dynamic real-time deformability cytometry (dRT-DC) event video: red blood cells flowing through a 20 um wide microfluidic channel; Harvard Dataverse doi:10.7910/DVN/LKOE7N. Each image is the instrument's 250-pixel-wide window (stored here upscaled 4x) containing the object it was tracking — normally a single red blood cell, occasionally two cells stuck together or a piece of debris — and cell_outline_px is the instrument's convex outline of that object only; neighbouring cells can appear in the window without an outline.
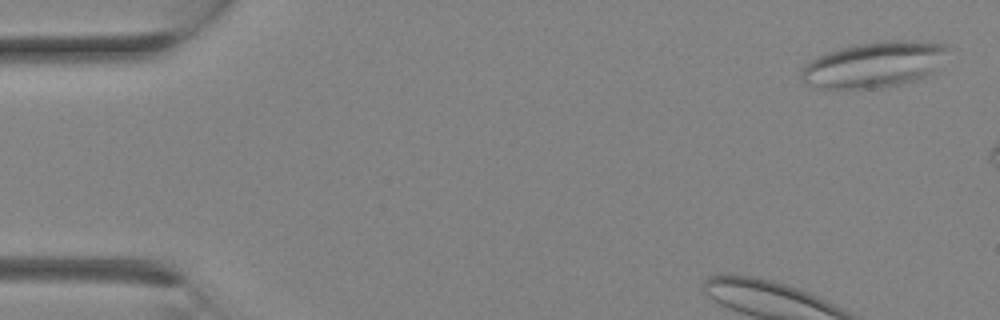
{"species": "Egyptian fruit bat (a non-hibernating species)", "species_latin": "Rousettus aegyptiacus", "temperature_condition": "room temperature", "stored_images_in_passage": 6, "camera_frame_rate_fps": 3000, "um_per_image_px": 0.085, "animal": {"sex": "female"}, "frame": {"image": 1, "passage_image": 1, "time_ms": 0.0, "image_size_px": [1000, 320], "cell_outline_px": [[948, 48], [932, 72], [924, 76], [900, 84], [880, 88], [816, 88], [808, 84], [800, 76], [800, 72], [812, 60], [836, 48], [856, 44], [880, 40], [928, 40], [948, 44]], "centroid_in_image_um": [74.31, 5.46], "position_along_channel_um": 10.7, "area_um2": 38.84}}